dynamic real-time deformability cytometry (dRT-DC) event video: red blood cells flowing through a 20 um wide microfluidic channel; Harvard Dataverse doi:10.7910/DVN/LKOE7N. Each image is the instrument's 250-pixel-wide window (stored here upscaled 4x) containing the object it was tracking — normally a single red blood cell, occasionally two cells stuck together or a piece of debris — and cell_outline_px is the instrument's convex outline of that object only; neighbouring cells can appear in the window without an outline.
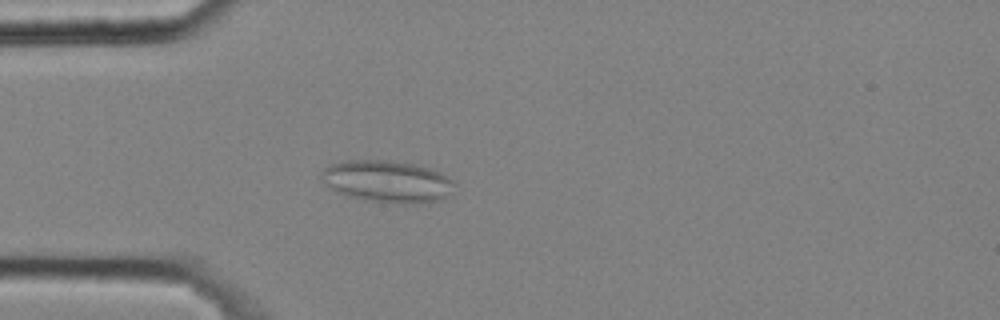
{"species": "common noctule bat (a hibernating species)", "species_latin": "Nyctalus noctula", "temperature_condition": "cold", "stored_images_in_passage": 2, "camera_frame_rate_fps": 3000, "um_per_image_px": 0.085, "animal": {"sex": "male", "body_mass_g": 20.4}, "frame": {"image": 1, "passage_image": 2, "time_ms": 0.333, "image_size_px": [1000, 320], "cell_outline_px": [[456, 184], [452, 196], [440, 200], [404, 204], [400, 204], [364, 200], [348, 196], [336, 192], [320, 176], [320, 172], [324, 168], [332, 164], [348, 160], [380, 160], [412, 164], [428, 168], [440, 172], [448, 176]], "centroid_in_image_um": [32.97, 15.44], "position_along_channel_um": 52.0, "area_um2": 32.54}}